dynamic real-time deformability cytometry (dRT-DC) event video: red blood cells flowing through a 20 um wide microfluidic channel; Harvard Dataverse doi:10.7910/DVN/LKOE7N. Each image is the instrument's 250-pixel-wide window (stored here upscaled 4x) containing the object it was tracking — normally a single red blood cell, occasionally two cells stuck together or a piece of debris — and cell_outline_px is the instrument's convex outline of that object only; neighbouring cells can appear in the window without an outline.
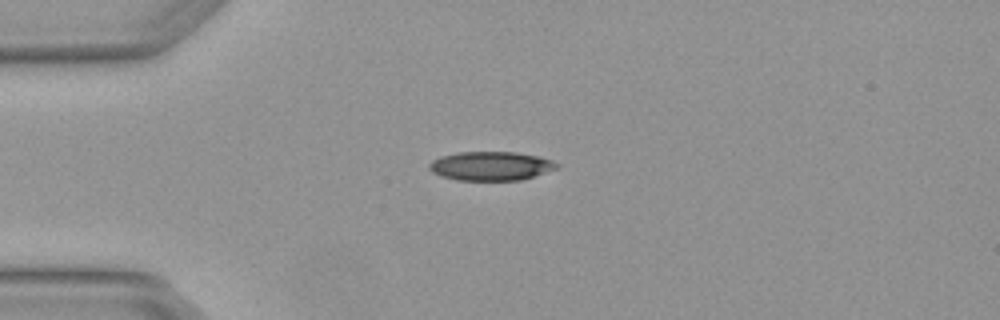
{"species": "Egyptian fruit bat (a non-hibernating species)", "species_latin": "Rousettus aegyptiacus", "temperature_condition": "warm", "stored_images_in_passage": 4, "camera_frame_rate_fps": 3000, "um_per_image_px": 0.085, "animal": {"sex": "female"}, "frame": {"image": 1, "passage_image": 1, "time_ms": 0.0, "image_size_px": [1000, 320], "cell_outline_px": [[560, 168], [520, 180], [456, 180], [440, 176], [432, 172], [428, 168], [428, 164], [432, 160], [440, 156], [460, 152], [516, 152], [536, 156], [552, 160], [560, 164]], "centroid_in_image_um": [41.71, 14.11], "position_along_channel_um": 43.3, "area_um2": 21.62}}
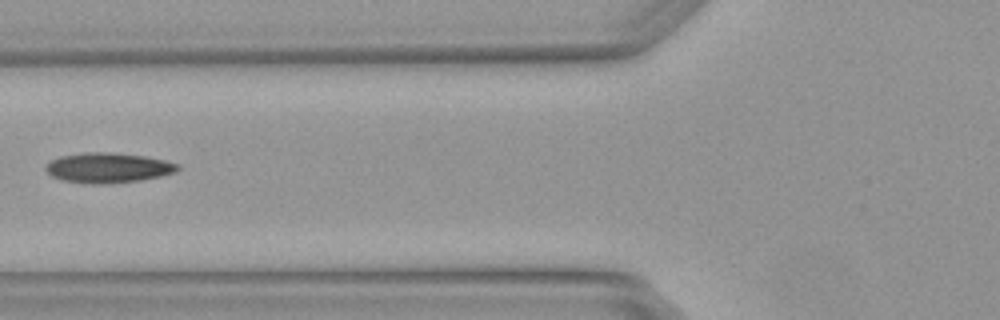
{"frame": {"image": 2, "passage_image": 3, "time_ms": 0.667, "image_size_px": [1000, 320], "cell_outline_px": [[180, 168], [176, 172], [160, 176], [140, 180], [60, 180], [52, 176], [44, 168], [52, 160], [60, 156], [84, 152], [108, 152], [144, 156], [164, 160], [180, 164]], "centroid_in_image_um": [9.24, 14.19], "position_along_channel_um": 116.6, "area_um2": 21.73}}